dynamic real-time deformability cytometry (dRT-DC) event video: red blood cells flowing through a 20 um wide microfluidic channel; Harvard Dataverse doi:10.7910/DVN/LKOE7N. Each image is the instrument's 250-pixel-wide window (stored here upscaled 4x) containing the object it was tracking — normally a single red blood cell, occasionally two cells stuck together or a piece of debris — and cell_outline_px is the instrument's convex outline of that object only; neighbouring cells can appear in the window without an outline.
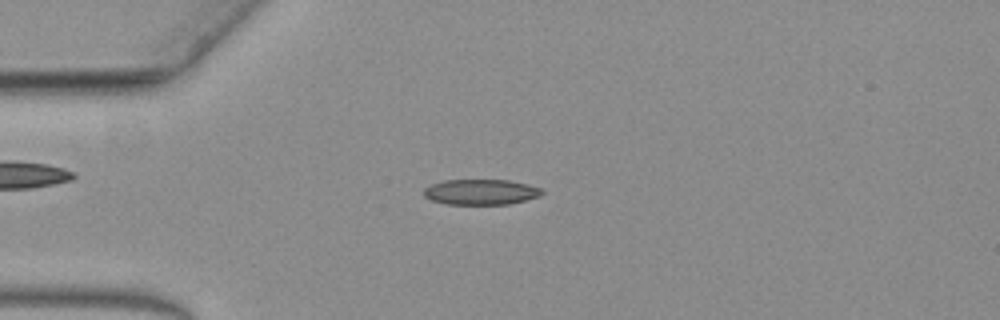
{"species": "common noctule bat (a hibernating species)", "species_latin": "Nyctalus noctula", "temperature_condition": "warm", "stored_images_in_passage": 60, "camera_frame_rate_fps": 3000, "um_per_image_px": 0.085, "animal": {"sex": "female", "body_mass_g": 19.3, "forearm_length_mm": 54.1}, "frame": {"image": 1, "passage_image": 15, "time_ms": 4.667, "image_size_px": [1000, 320], "cell_outline_px": [[544, 192], [540, 196], [508, 204], [444, 204], [432, 200], [424, 196], [424, 188], [428, 184], [444, 180], [508, 180], [528, 184], [540, 188]], "centroid_in_image_um": [40.84, 16.31], "position_along_channel_um": 44.2, "area_um2": 17.57}}
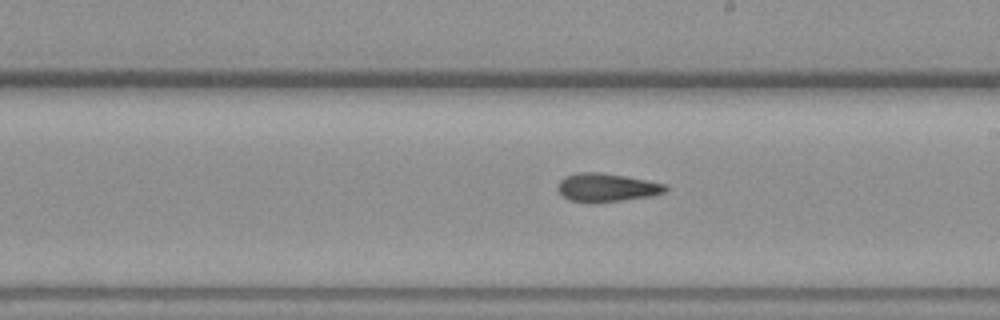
{"frame": {"image": 2, "passage_image": 34, "time_ms": 11.0, "image_size_px": [1000, 320], "cell_outline_px": [[668, 188], [664, 192], [652, 196], [596, 204], [592, 204], [568, 200], [556, 188], [556, 184], [564, 176], [576, 172], [600, 172], [624, 176], [664, 184]], "centroid_in_image_um": [51.49, 15.96], "position_along_channel_um": 237.5, "area_um2": 18.09}}
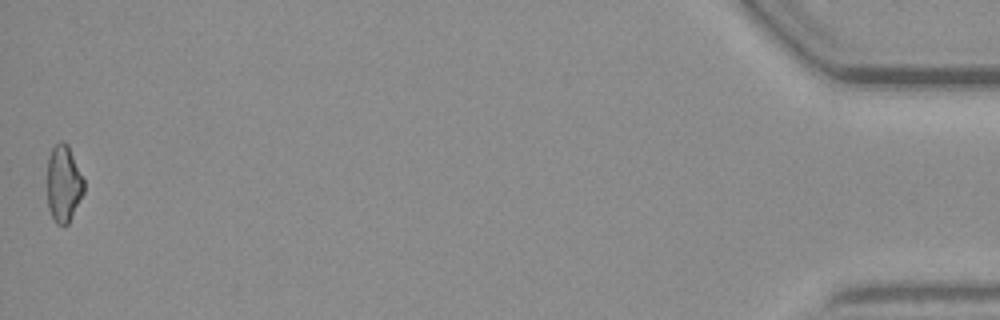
{"frame": {"image": 3, "passage_image": 60, "time_ms": 19.667, "image_size_px": [1000, 320], "cell_outline_px": [[84, 192], [68, 224], [56, 224], [48, 208], [48, 156], [52, 148], [60, 140], [64, 140], [68, 144], [84, 180]], "centroid_in_image_um": [5.41, 15.58], "position_along_channel_um": 429.8, "area_um2": 16.36}}